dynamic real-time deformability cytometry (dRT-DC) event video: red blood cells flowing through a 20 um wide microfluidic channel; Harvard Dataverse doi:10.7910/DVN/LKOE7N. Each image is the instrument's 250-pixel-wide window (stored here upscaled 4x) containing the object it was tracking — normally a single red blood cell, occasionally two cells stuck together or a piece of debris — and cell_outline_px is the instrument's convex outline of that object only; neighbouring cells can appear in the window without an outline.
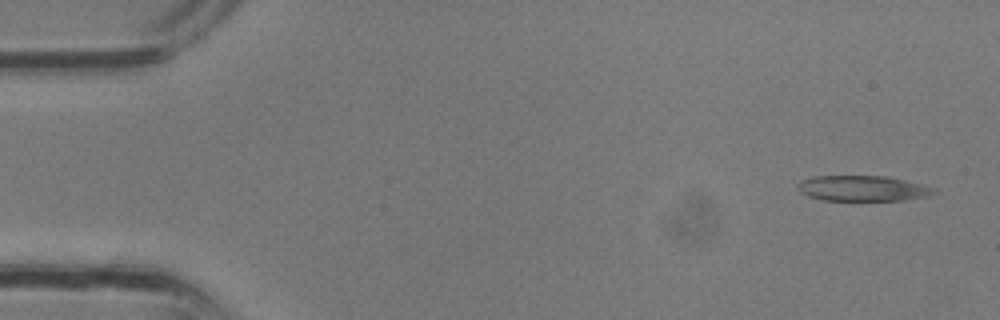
{"species": "common noctule bat (a hibernating species)", "species_latin": "Nyctalus noctula", "temperature_condition": "room temperature", "stored_images_in_passage": 31, "camera_frame_rate_fps": 3000, "um_per_image_px": 0.085, "animal": {"sex": "male", "body_mass_g": 13.3}, "frame": {"image": 1, "passage_image": 1, "time_ms": 0.0, "image_size_px": [1000, 320], "cell_outline_px": [[936, 192], [932, 196], [904, 200], [824, 200], [808, 196], [800, 192], [800, 180], [816, 176], [888, 176], [920, 184], [932, 188]], "centroid_in_image_um": [73.36, 16.01], "position_along_channel_um": 11.6, "area_um2": 20.0}}
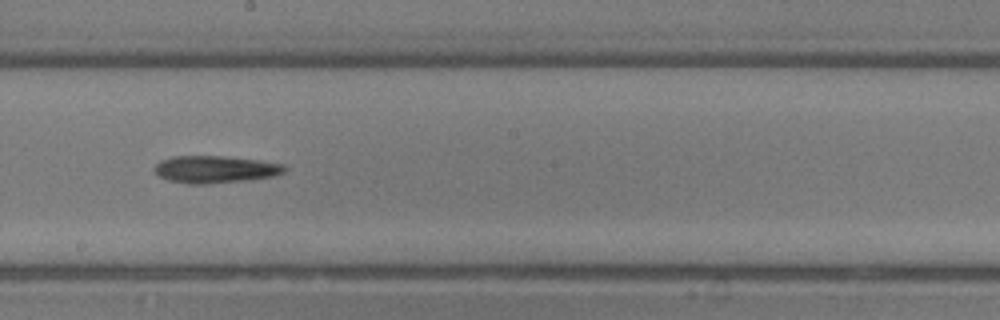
{"frame": {"image": 2, "passage_image": 17, "time_ms": 5.333, "image_size_px": [1000, 320], "cell_outline_px": [[288, 168], [284, 172], [272, 176], [244, 180], [204, 184], [188, 184], [168, 180], [160, 176], [156, 172], [156, 164], [160, 160], [172, 156], [220, 156], [256, 160], [284, 164]], "centroid_in_image_um": [18.28, 14.39], "position_along_channel_um": 229.9, "area_um2": 20.35}}
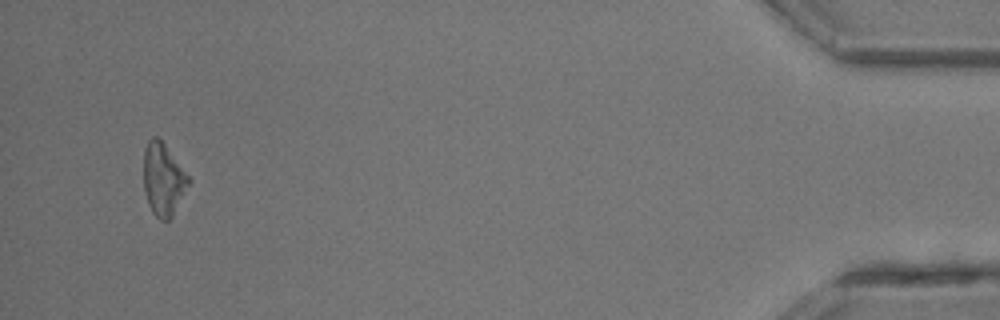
{"frame": {"image": 3, "passage_image": 30, "time_ms": 9.667, "image_size_px": [1000, 320], "cell_outline_px": [[192, 180], [172, 216], [168, 220], [160, 220], [152, 212], [148, 204], [144, 192], [144, 148], [148, 140], [152, 136], [156, 136], [164, 144]], "centroid_in_image_um": [13.87, 15.25], "position_along_channel_um": 421.3, "area_um2": 18.9}}